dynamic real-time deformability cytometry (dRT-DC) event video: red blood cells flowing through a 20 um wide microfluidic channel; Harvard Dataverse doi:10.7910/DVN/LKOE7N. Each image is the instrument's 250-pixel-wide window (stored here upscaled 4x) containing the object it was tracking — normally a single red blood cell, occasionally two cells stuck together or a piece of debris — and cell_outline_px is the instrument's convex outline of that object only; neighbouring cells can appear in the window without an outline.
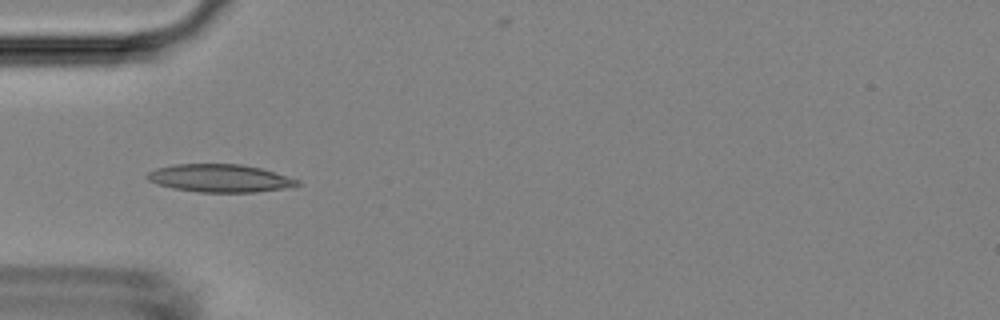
{"species": "Egyptian fruit bat (a non-hibernating species)", "species_latin": "Rousettus aegyptiacus", "temperature_condition": "room temperature", "stored_images_in_passage": 9, "camera_frame_rate_fps": 3000, "um_per_image_px": 0.085, "animal": {"sex": "female"}, "frame": {"image": 1, "passage_image": 4, "time_ms": 1.0, "image_size_px": [1000, 320], "cell_outline_px": [[304, 184], [284, 188], [256, 192], [200, 192], [172, 188], [156, 184], [148, 180], [144, 176], [148, 172], [156, 168], [172, 164], [240, 164], [260, 168], [300, 180]], "centroid_in_image_um": [18.66, 15.15], "position_along_channel_um": 66.3, "area_um2": 24.45}}
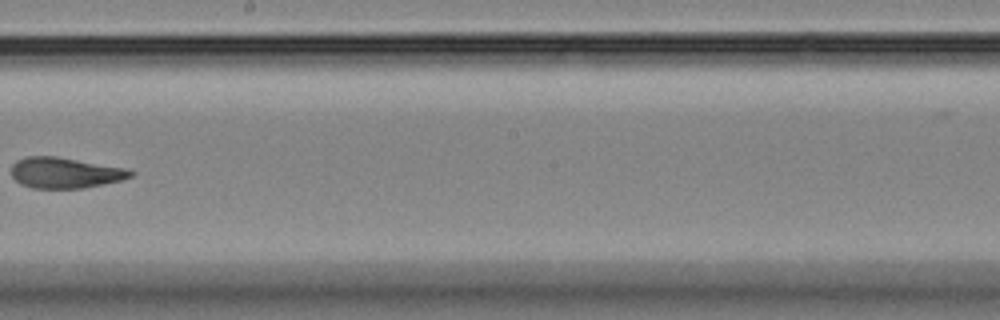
{"frame": {"image": 2, "passage_image": 8, "time_ms": 2.333, "image_size_px": [1000, 320], "cell_outline_px": [[136, 172], [132, 176], [120, 180], [104, 184], [84, 188], [32, 188], [20, 184], [12, 176], [12, 164], [16, 160], [24, 156], [56, 156], [124, 168]], "centroid_in_image_um": [5.49, 14.68], "position_along_channel_um": 242.7, "area_um2": 21.33}}
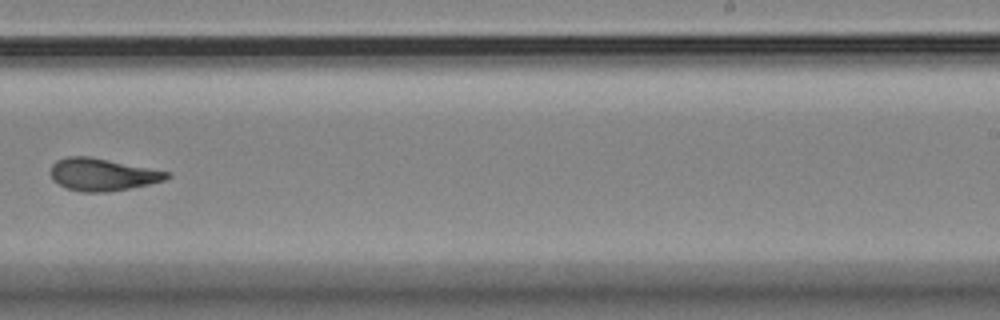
{"frame": {"image": 3, "passage_image": 9, "time_ms": 2.667, "image_size_px": [1000, 320], "cell_outline_px": [[172, 176], [164, 180], [148, 184], [108, 192], [84, 192], [64, 188], [52, 180], [48, 172], [52, 164], [56, 160], [68, 156], [88, 156], [168, 172]], "centroid_in_image_um": [8.61, 14.84], "position_along_channel_um": 280.4, "area_um2": 21.85}}